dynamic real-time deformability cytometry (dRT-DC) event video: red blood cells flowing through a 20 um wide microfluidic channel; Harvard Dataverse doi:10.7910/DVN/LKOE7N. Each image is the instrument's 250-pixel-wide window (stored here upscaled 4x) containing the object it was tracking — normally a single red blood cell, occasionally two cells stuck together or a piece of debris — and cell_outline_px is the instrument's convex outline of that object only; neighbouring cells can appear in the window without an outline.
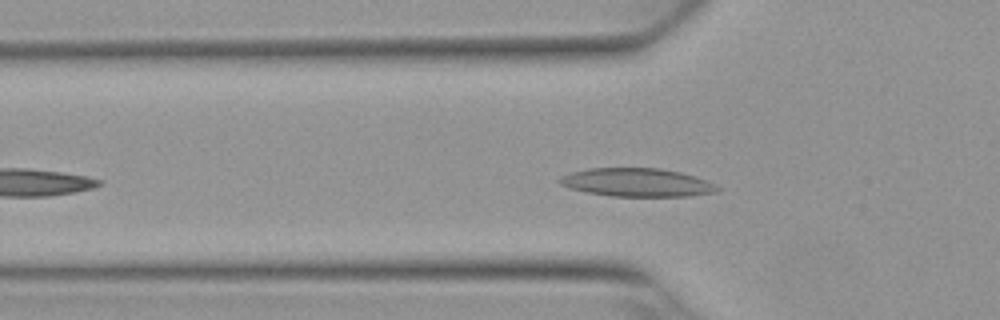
{"species": "Egyptian fruit bat (a non-hibernating species)", "species_latin": "Rousettus aegyptiacus", "temperature_condition": "warm", "stored_images_in_passage": 41, "camera_frame_rate_fps": 3000, "um_per_image_px": 0.085, "animal": {"sex": "female"}, "frame": {"image": 1, "passage_image": 8, "time_ms": 2.333, "image_size_px": [1000, 320], "cell_outline_px": [[720, 188], [716, 192], [688, 196], [612, 196], [584, 192], [568, 188], [560, 184], [556, 180], [560, 176], [572, 172], [588, 168], [660, 168], [680, 172], [696, 176]], "centroid_in_image_um": [54.07, 15.5], "position_along_channel_um": 71.7, "area_um2": 26.07}}
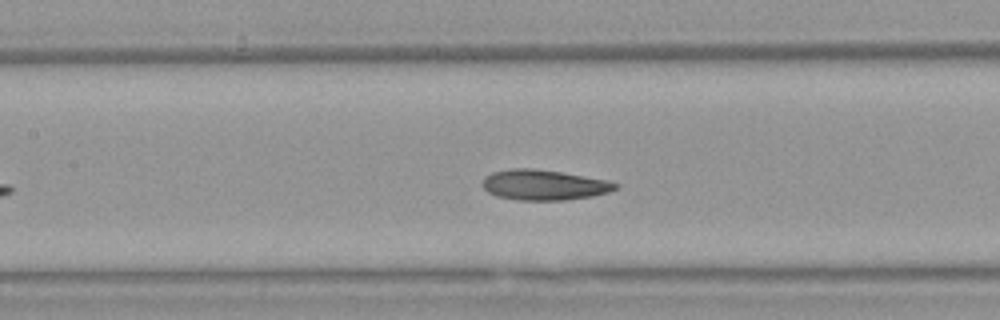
{"frame": {"image": 2, "passage_image": 15, "time_ms": 4.667, "image_size_px": [1000, 320], "cell_outline_px": [[620, 188], [608, 192], [592, 196], [564, 200], [516, 200], [496, 196], [488, 192], [480, 184], [484, 176], [492, 172], [512, 168], [532, 168], [560, 172], [608, 180], [620, 184]], "centroid_in_image_um": [46.22, 15.72], "position_along_channel_um": 161.2, "area_um2": 23.7}}
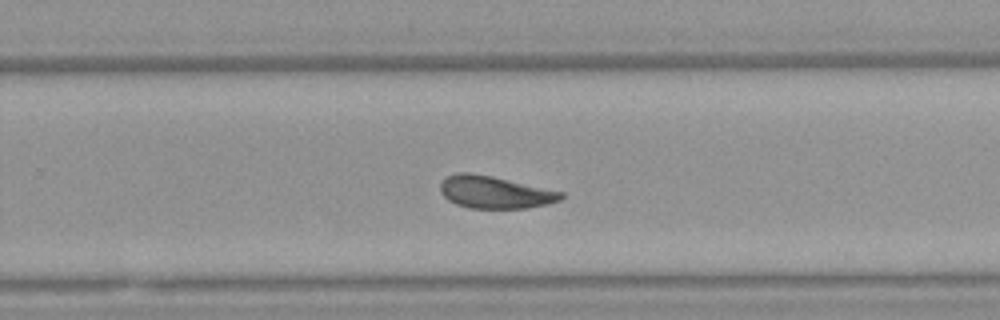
{"frame": {"image": 3, "passage_image": 25, "time_ms": 8.0, "image_size_px": [1000, 320], "cell_outline_px": [[564, 196], [560, 200], [548, 204], [528, 208], [468, 208], [456, 204], [448, 200], [440, 192], [440, 180], [444, 176], [456, 172], [468, 172], [492, 176], [564, 192]], "centroid_in_image_um": [42.02, 16.33], "position_along_channel_um": 287.8, "area_um2": 23.0}, "authors_computed_cell_mechanics": {"area_um2": 23.0044, "velocity_mm_per_s": 3.8163, "shape_relaxation_time_tau1_ms": 7.1255, "shape_relaxation_time_tau2_ms": 3.2301, "deformation_change_tau1": 0.1829, "deformation_change_tau2": 0.1057}}